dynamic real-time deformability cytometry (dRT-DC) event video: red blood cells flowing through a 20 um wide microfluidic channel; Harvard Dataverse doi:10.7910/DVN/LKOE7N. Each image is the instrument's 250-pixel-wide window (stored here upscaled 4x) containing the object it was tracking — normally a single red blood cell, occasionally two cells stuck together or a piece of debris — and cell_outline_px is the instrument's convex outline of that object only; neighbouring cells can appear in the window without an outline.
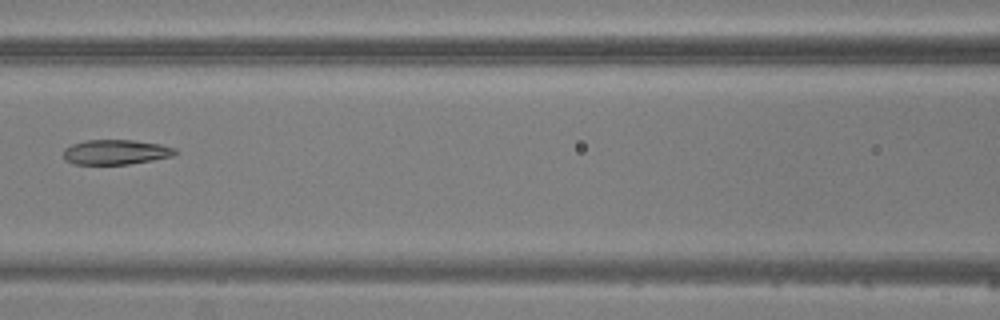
{"species": "common noctule bat (a hibernating species)", "species_latin": "Nyctalus noctula", "temperature_condition": "warm", "stored_images_in_passage": 7, "camera_frame_rate_fps": 3000, "um_per_image_px": 0.085, "animal": {"sex": "male", "body_mass_g": 20.5, "forearm_length_mm": 52.5}, "frame": {"image": 1, "passage_image": 7, "time_ms": 7.0, "image_size_px": [1000, 320], "cell_outline_px": [[176, 152], [172, 156], [152, 160], [128, 164], [76, 164], [64, 160], [64, 148], [72, 144], [84, 140], [132, 140], [160, 144], [176, 148]], "centroid_in_image_um": [9.82, 12.92], "position_along_channel_um": 156.8, "area_um2": 16.13}}